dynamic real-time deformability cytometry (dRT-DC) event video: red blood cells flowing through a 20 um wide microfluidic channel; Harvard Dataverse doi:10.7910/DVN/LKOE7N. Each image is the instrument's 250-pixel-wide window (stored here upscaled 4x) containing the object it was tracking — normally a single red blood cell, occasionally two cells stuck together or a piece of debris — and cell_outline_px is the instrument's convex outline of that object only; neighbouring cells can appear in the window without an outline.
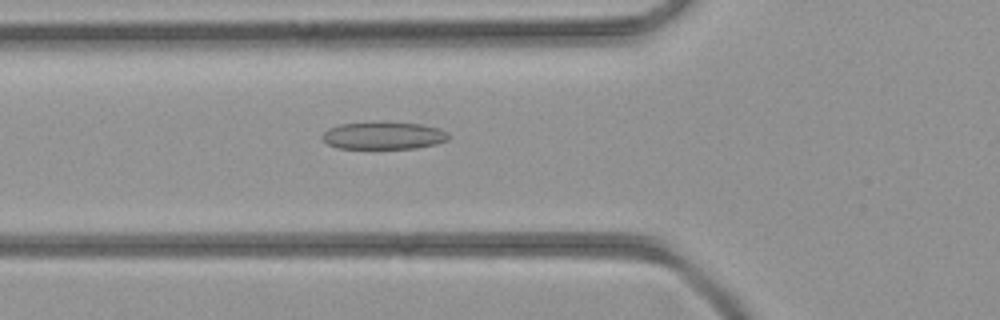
{"species": "common noctule bat (a hibernating species)", "species_latin": "Nyctalus noctula", "temperature_condition": "room temperature", "stored_images_in_passage": 33, "camera_frame_rate_fps": 3000, "um_per_image_px": 0.085, "animal": {"sex": "female", "body_mass_g": 21.9}, "frame": {"image": 1, "passage_image": 6, "time_ms": 1.667, "image_size_px": [1000, 320], "cell_outline_px": [[452, 136], [448, 140], [436, 144], [416, 148], [336, 148], [328, 144], [320, 136], [328, 128], [340, 124], [372, 120], [380, 120], [420, 124], [440, 128], [448, 132]], "centroid_in_image_um": [32.61, 11.49], "position_along_channel_um": 93.2, "area_um2": 20.92}}
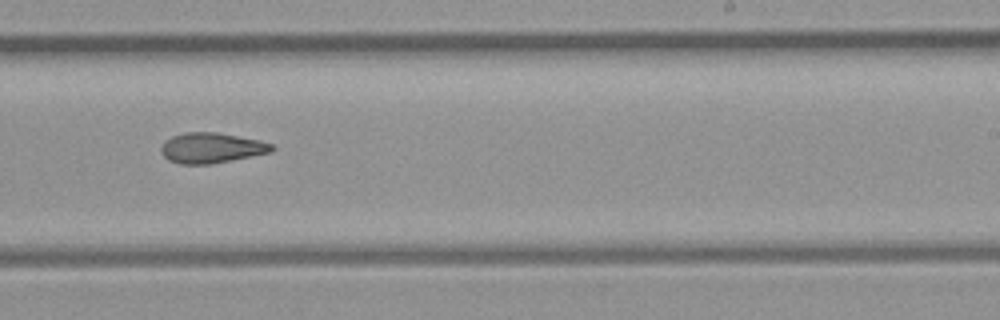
{"frame": {"image": 2, "passage_image": 17, "time_ms": 5.333, "image_size_px": [1000, 320], "cell_outline_px": [[276, 148], [272, 152], [212, 164], [180, 164], [168, 160], [160, 152], [160, 148], [164, 140], [172, 136], [184, 132], [216, 132], [260, 140], [272, 144]], "centroid_in_image_um": [17.96, 12.57], "position_along_channel_um": 271.0, "area_um2": 19.77}}
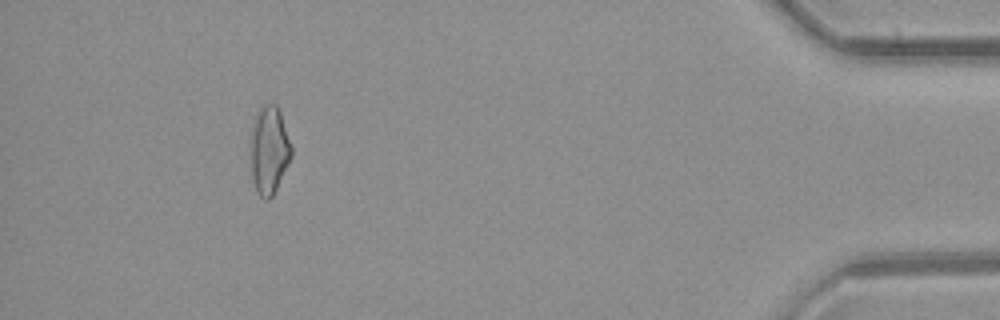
{"frame": {"image": 3, "passage_image": 30, "time_ms": 9.667, "image_size_px": [1000, 320], "cell_outline_px": [[292, 156], [272, 196], [268, 200], [264, 200], [256, 192], [252, 180], [252, 128], [260, 104], [276, 104], [280, 112], [292, 148]], "centroid_in_image_um": [22.88, 12.76], "position_along_channel_um": 412.3, "area_um2": 20.52}}